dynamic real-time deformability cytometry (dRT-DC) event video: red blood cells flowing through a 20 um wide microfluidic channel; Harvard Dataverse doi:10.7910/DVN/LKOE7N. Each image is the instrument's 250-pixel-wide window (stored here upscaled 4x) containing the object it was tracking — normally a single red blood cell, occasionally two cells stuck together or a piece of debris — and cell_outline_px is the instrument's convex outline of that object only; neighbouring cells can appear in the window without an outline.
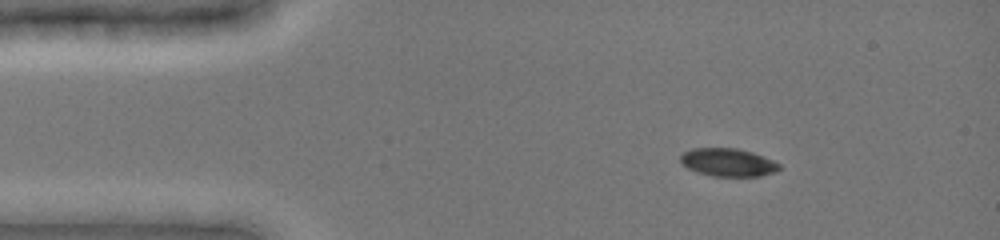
{"species": "common noctule bat (a hibernating species)", "species_latin": "Nyctalus noctula", "temperature_condition": "cold", "stored_images_in_passage": 42, "camera_frame_rate_fps": 3000, "um_per_image_px": 0.085, "animal": {"sex": "female", "body_mass_g": 19.0, "forearm_length_mm": 51.5}, "frame": {"image": 1, "passage_image": 1, "time_ms": 0.0, "image_size_px": [1000, 240], "cell_outline_px": [[780, 168], [776, 172], [760, 176], [712, 176], [688, 168], [680, 164], [680, 156], [684, 152], [692, 148], [736, 148], [752, 152], [764, 156], [780, 164]], "centroid_in_image_um": [61.88, 13.8], "position_along_channel_um": 23.1, "area_um2": 16.13}}
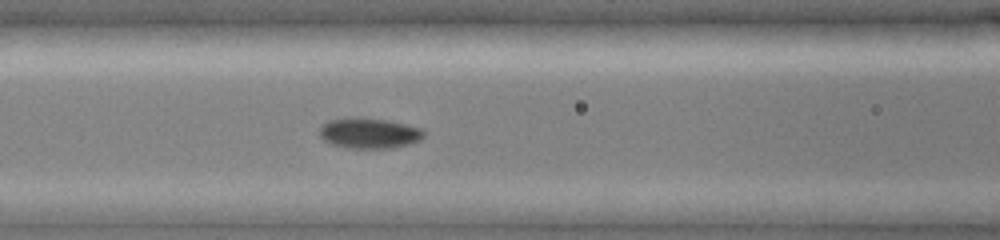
{"frame": {"image": 2, "passage_image": 18, "time_ms": 4.333, "image_size_px": [1000, 240], "cell_outline_px": [[424, 136], [420, 140], [408, 144], [392, 148], [348, 148], [332, 144], [324, 140], [320, 136], [320, 128], [328, 120], [352, 116], [388, 120], [420, 128], [424, 132]], "centroid_in_image_um": [31.36, 11.31], "position_along_channel_um": 135.2, "area_um2": 18.55}}
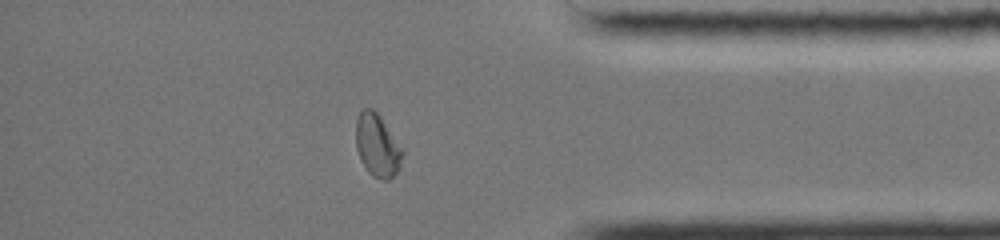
{"frame": {"image": 3, "passage_image": 38, "time_ms": 11.333, "image_size_px": [1000, 240], "cell_outline_px": [[404, 152], [400, 168], [388, 180], [384, 180], [372, 176], [368, 172], [360, 160], [356, 148], [356, 120], [360, 112], [364, 108], [372, 108], [380, 116], [404, 148]], "centroid_in_image_um": [32.09, 12.37], "position_along_channel_um": 403.1, "area_um2": 17.28}, "authors_computed_cell_mechanics": {"area_um2": 17.9469, "velocity_mm_per_s": 3.9504, "shape_relaxation_time_tau1_ms": 6.2351, "shape_relaxation_time_tau2_ms": 1.6055, "deformation_change_tau1": 0.1872, "deformation_change_tau2": 0.0248}}